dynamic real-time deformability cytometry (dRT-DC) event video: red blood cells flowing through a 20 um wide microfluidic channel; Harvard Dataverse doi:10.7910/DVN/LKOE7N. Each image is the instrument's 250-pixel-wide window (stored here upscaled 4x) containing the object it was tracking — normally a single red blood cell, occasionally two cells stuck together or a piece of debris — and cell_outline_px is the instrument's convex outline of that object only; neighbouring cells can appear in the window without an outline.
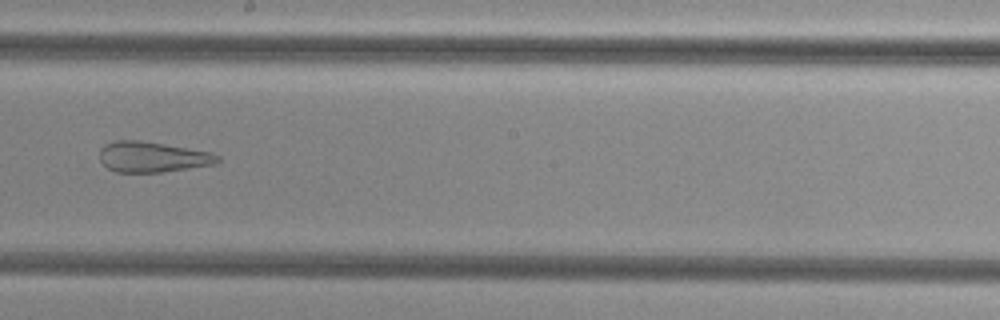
{"species": "common noctule bat (a hibernating species)", "species_latin": "Nyctalus noctula", "temperature_condition": "cold", "stored_images_in_passage": 37, "camera_frame_rate_fps": 3000, "um_per_image_px": 0.085, "animal": {"sex": "female", "body_mass_g": 29.2, "forearm_length_mm": 56.3}, "frame": {"image": 1, "passage_image": 15, "time_ms": 4.667, "image_size_px": [1000, 320], "cell_outline_px": [[220, 160], [216, 164], [160, 172], [116, 172], [108, 168], [100, 160], [100, 148], [104, 144], [112, 140], [140, 140], [212, 152], [220, 156]], "centroid_in_image_um": [12.95, 13.33], "position_along_channel_um": 235.3, "area_um2": 21.04}}
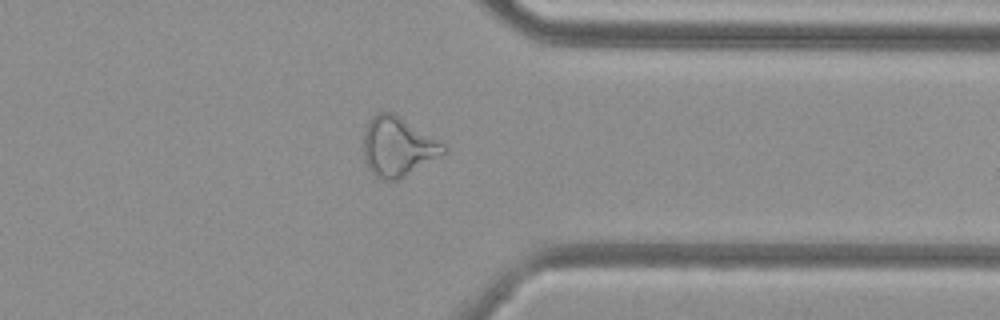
{"frame": {"image": 2, "passage_image": 26, "time_ms": 8.333, "image_size_px": [1000, 320], "cell_outline_px": [[448, 152], [396, 180], [384, 180], [376, 176], [368, 168], [364, 156], [364, 128], [368, 120], [376, 112], [392, 112], [400, 116], [444, 144], [448, 148]], "centroid_in_image_um": [33.8, 12.44], "position_along_channel_um": 377.6, "area_um2": 27.51}}
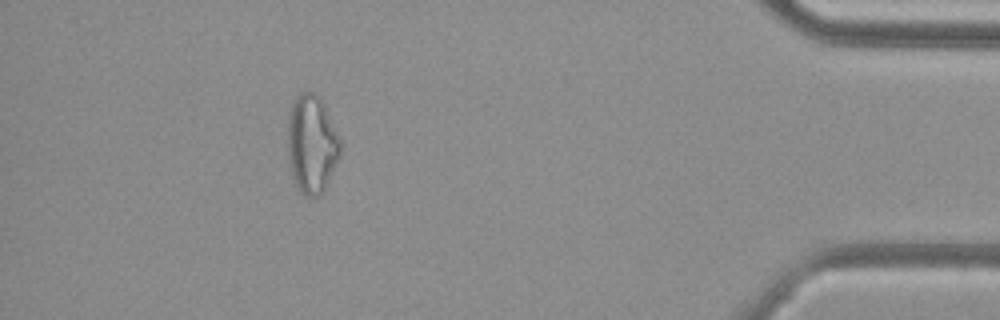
{"frame": {"image": 3, "passage_image": 32, "time_ms": 10.333, "image_size_px": [1000, 320], "cell_outline_px": [[340, 156], [328, 184], [324, 192], [320, 196], [304, 196], [296, 188], [292, 176], [288, 160], [288, 116], [292, 104], [296, 96], [300, 92], [316, 92], [320, 96], [324, 104], [340, 140]], "centroid_in_image_um": [26.49, 12.28], "position_along_channel_um": 408.7, "area_um2": 30.52}}